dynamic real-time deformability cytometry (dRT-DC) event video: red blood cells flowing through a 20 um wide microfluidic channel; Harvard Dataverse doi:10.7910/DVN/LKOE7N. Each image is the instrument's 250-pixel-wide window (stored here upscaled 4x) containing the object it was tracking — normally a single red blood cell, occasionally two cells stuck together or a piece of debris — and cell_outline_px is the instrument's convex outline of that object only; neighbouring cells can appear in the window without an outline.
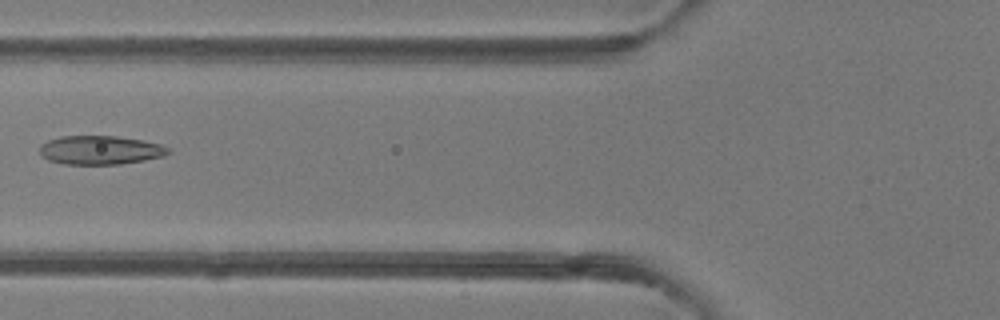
{"species": "common noctule bat (a hibernating species)", "species_latin": "Nyctalus noctula", "temperature_condition": "room temperature", "stored_images_in_passage": 6, "camera_frame_rate_fps": 3000, "um_per_image_px": 0.085, "animal": {"sex": "female"}, "frame": {"image": 1, "passage_image": 5, "time_ms": 4.667, "image_size_px": [1000, 320], "cell_outline_px": [[172, 152], [164, 156], [144, 160], [120, 164], [64, 164], [48, 160], [40, 156], [40, 144], [48, 140], [60, 136], [116, 136], [144, 140], [160, 144], [168, 148]], "centroid_in_image_um": [8.51, 12.75], "position_along_channel_um": 117.3, "area_um2": 21.73}}
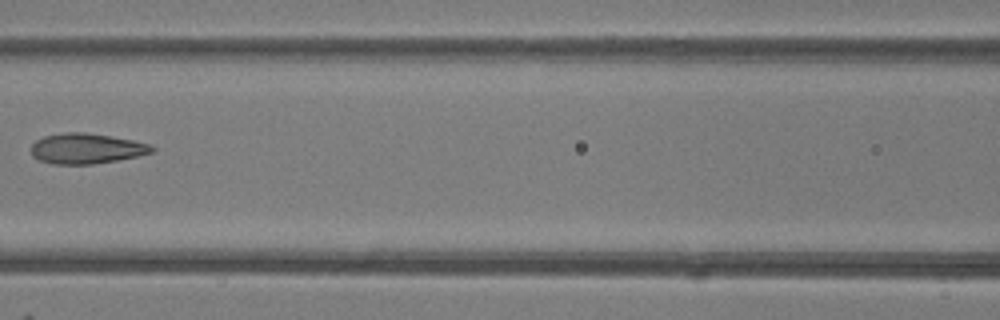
{"frame": {"image": 2, "passage_image": 6, "time_ms": 5.667, "image_size_px": [1000, 320], "cell_outline_px": [[156, 148], [152, 152], [136, 156], [116, 160], [92, 164], [52, 164], [40, 160], [32, 156], [32, 144], [36, 140], [44, 136], [64, 132], [84, 132], [132, 140], [152, 144]], "centroid_in_image_um": [7.33, 12.62], "position_along_channel_um": 159.3, "area_um2": 21.21}}